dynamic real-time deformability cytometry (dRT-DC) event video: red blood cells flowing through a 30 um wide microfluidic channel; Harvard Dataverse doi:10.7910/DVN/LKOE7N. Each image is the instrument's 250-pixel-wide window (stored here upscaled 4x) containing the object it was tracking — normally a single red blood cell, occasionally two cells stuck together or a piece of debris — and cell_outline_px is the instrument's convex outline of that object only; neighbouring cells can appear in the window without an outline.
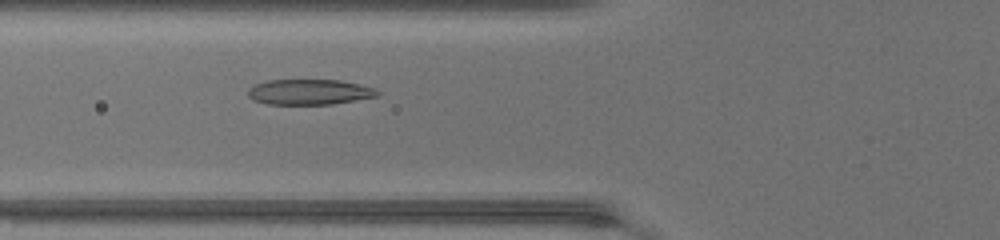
{"species": "common noctule bat (a hibernating species)", "species_latin": "Nyctalus noctula", "temperature_condition": "warm", "stored_images_in_passage": 40, "camera_frame_rate_fps": 3000, "um_per_image_px": 0.085, "animal": {"sex": "female", "body_mass_g": 17.0, "forearm_length_mm": 48.0}, "frame": {"image": 1, "passage_image": 11, "time_ms": 3.333, "image_size_px": [1000, 240], "cell_outline_px": [[380, 96], [332, 104], [268, 104], [252, 100], [248, 96], [248, 88], [256, 84], [268, 80], [340, 80], [376, 88], [380, 92]], "centroid_in_image_um": [26.32, 7.82], "position_along_channel_um": 99.5, "area_um2": 19.25}}
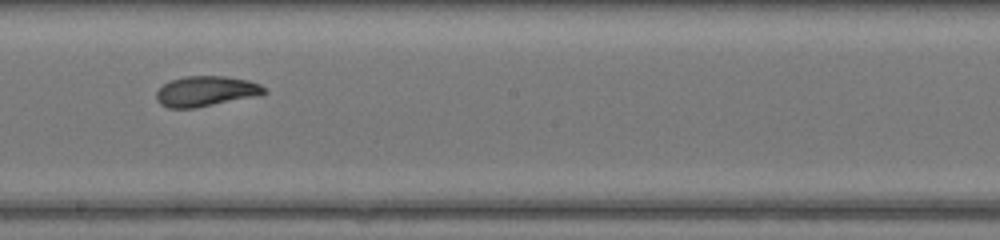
{"frame": {"image": 2, "passage_image": 20, "time_ms": 6.333, "image_size_px": [1000, 240], "cell_outline_px": [[268, 92], [256, 96], [196, 108], [168, 108], [160, 104], [156, 100], [156, 92], [164, 84], [172, 80], [184, 76], [224, 76], [248, 80], [260, 84], [268, 88]], "centroid_in_image_um": [17.52, 7.76], "position_along_channel_um": 230.7, "area_um2": 19.13}}
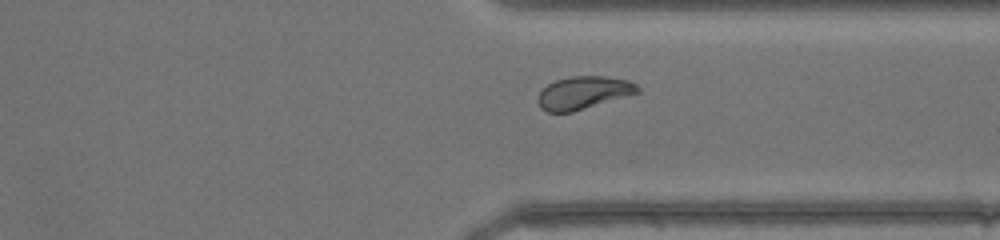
{"frame": {"image": 3, "passage_image": 29, "time_ms": 9.333, "image_size_px": [1000, 240], "cell_outline_px": [[640, 92], [572, 112], [548, 112], [540, 108], [536, 100], [540, 92], [548, 84], [556, 80], [572, 76], [608, 76], [628, 80], [636, 84], [640, 88]], "centroid_in_image_um": [49.59, 7.88], "position_along_channel_um": 361.8, "area_um2": 19.02}, "authors_computed_cell_mechanics": {"area_um2": 19.3052, "velocity_mm_per_s": 4.3696, "shape_relaxation_time_tau1_ms": 3.5807, "shape_relaxation_time_tau2_ms": 1.2407, "deformation_change_tau1": 0.1737, "deformation_change_tau2": 0.0642}}